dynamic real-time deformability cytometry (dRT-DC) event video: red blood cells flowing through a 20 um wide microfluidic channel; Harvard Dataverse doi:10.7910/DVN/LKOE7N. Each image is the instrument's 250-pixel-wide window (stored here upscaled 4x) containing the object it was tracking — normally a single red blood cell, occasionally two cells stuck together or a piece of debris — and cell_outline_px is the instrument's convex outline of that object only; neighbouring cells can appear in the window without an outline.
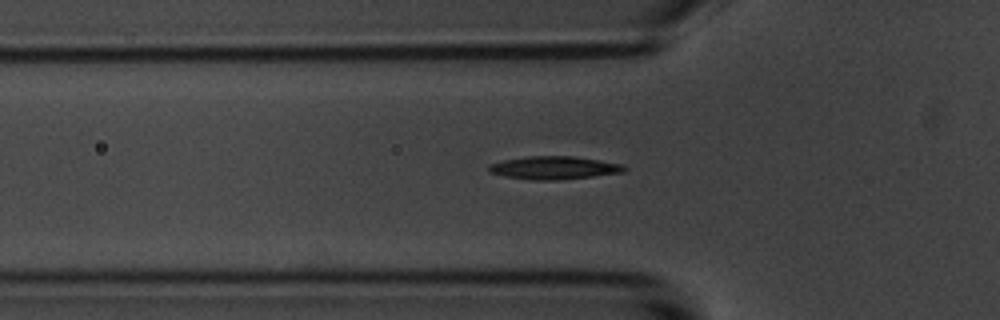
{"species": "common noctule bat (a hibernating species)", "species_latin": "Nyctalus noctula", "temperature_condition": "room temperature", "stored_images_in_passage": 45, "camera_frame_rate_fps": 3000, "um_per_image_px": 0.085, "animal": {"sex": "male", "body_mass_g": 20.1, "forearm_length_mm": 53.5}, "frame": {"image": 1, "passage_image": 18, "time_ms": 5.667, "image_size_px": [1000, 320], "cell_outline_px": [[628, 168], [624, 172], [560, 180], [532, 180], [504, 176], [488, 172], [488, 164], [504, 160], [528, 156], [572, 156], [600, 160], [624, 164]], "centroid_in_image_um": [47.1, 14.26], "position_along_channel_um": 78.7, "area_um2": 18.26}}
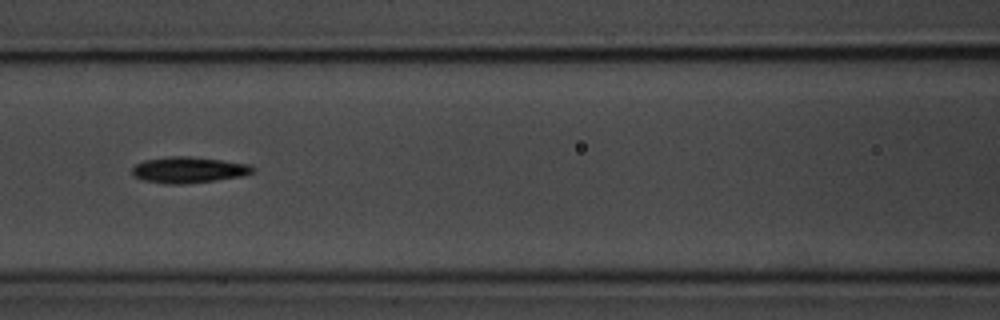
{"frame": {"image": 2, "passage_image": 24, "time_ms": 7.667, "image_size_px": [1000, 320], "cell_outline_px": [[256, 168], [252, 172], [240, 176], [216, 180], [180, 184], [168, 184], [144, 180], [136, 176], [132, 172], [132, 168], [136, 164], [144, 160], [172, 156], [188, 156], [252, 164]], "centroid_in_image_um": [16.05, 14.43], "position_along_channel_um": 150.5, "area_um2": 18.09}}
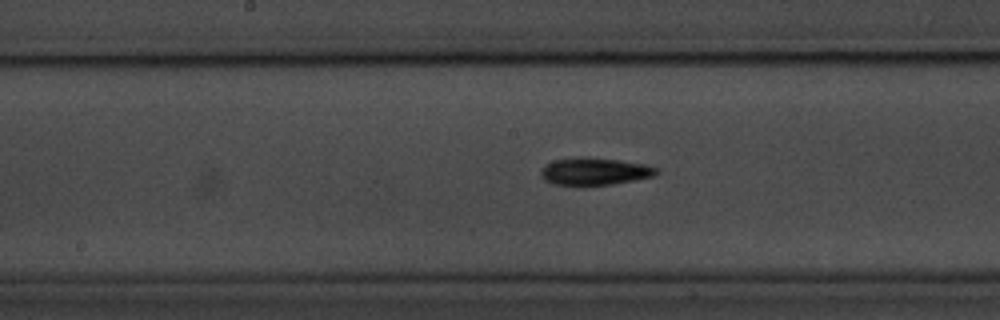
{"frame": {"image": 3, "passage_image": 28, "time_ms": 9.0, "image_size_px": [1000, 320], "cell_outline_px": [[660, 172], [656, 176], [612, 184], [580, 188], [552, 184], [544, 180], [540, 176], [540, 172], [552, 160], [580, 156], [620, 160], [644, 164], [660, 168]], "centroid_in_image_um": [50.54, 14.6], "position_along_channel_um": 197.7, "area_um2": 19.25}, "authors_computed_cell_mechanics": {"area_um2": 17.2822, "velocity_mm_per_s": 3.5359, "shape_relaxation_time_tau1_ms": 4.538, "shape_relaxation_time_tau2_ms": null, "deformation_change_tau1": 0.1485, "deformation_change_tau2": null}}